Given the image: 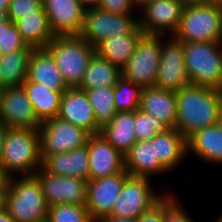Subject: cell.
Returning <instances> with one entry per match:
<instances>
[{
	"mask_svg": "<svg viewBox=\"0 0 222 222\" xmlns=\"http://www.w3.org/2000/svg\"><path fill=\"white\" fill-rule=\"evenodd\" d=\"M175 129L187 140L203 128L218 123L222 90L190 84L175 92Z\"/></svg>",
	"mask_w": 222,
	"mask_h": 222,
	"instance_id": "1",
	"label": "cell"
},
{
	"mask_svg": "<svg viewBox=\"0 0 222 222\" xmlns=\"http://www.w3.org/2000/svg\"><path fill=\"white\" fill-rule=\"evenodd\" d=\"M3 207L16 222L47 221L49 206L35 176L7 178L3 190Z\"/></svg>",
	"mask_w": 222,
	"mask_h": 222,
	"instance_id": "2",
	"label": "cell"
},
{
	"mask_svg": "<svg viewBox=\"0 0 222 222\" xmlns=\"http://www.w3.org/2000/svg\"><path fill=\"white\" fill-rule=\"evenodd\" d=\"M0 167L7 178L34 176L42 167L38 130L8 128Z\"/></svg>",
	"mask_w": 222,
	"mask_h": 222,
	"instance_id": "3",
	"label": "cell"
},
{
	"mask_svg": "<svg viewBox=\"0 0 222 222\" xmlns=\"http://www.w3.org/2000/svg\"><path fill=\"white\" fill-rule=\"evenodd\" d=\"M46 49L54 58L67 88H79L95 47L80 36H54Z\"/></svg>",
	"mask_w": 222,
	"mask_h": 222,
	"instance_id": "4",
	"label": "cell"
},
{
	"mask_svg": "<svg viewBox=\"0 0 222 222\" xmlns=\"http://www.w3.org/2000/svg\"><path fill=\"white\" fill-rule=\"evenodd\" d=\"M191 84L222 90V42H183Z\"/></svg>",
	"mask_w": 222,
	"mask_h": 222,
	"instance_id": "5",
	"label": "cell"
},
{
	"mask_svg": "<svg viewBox=\"0 0 222 222\" xmlns=\"http://www.w3.org/2000/svg\"><path fill=\"white\" fill-rule=\"evenodd\" d=\"M173 35L181 42H222V8L208 3L185 6Z\"/></svg>",
	"mask_w": 222,
	"mask_h": 222,
	"instance_id": "6",
	"label": "cell"
},
{
	"mask_svg": "<svg viewBox=\"0 0 222 222\" xmlns=\"http://www.w3.org/2000/svg\"><path fill=\"white\" fill-rule=\"evenodd\" d=\"M162 35L144 34L134 54L121 69L122 76L142 88L154 87L161 57Z\"/></svg>",
	"mask_w": 222,
	"mask_h": 222,
	"instance_id": "7",
	"label": "cell"
},
{
	"mask_svg": "<svg viewBox=\"0 0 222 222\" xmlns=\"http://www.w3.org/2000/svg\"><path fill=\"white\" fill-rule=\"evenodd\" d=\"M38 134L42 162L49 155L84 147L90 135L84 129L59 117L42 122Z\"/></svg>",
	"mask_w": 222,
	"mask_h": 222,
	"instance_id": "8",
	"label": "cell"
},
{
	"mask_svg": "<svg viewBox=\"0 0 222 222\" xmlns=\"http://www.w3.org/2000/svg\"><path fill=\"white\" fill-rule=\"evenodd\" d=\"M134 16L133 14H112L99 8L87 9L79 36L96 47L108 37L133 33L139 27L138 17Z\"/></svg>",
	"mask_w": 222,
	"mask_h": 222,
	"instance_id": "9",
	"label": "cell"
},
{
	"mask_svg": "<svg viewBox=\"0 0 222 222\" xmlns=\"http://www.w3.org/2000/svg\"><path fill=\"white\" fill-rule=\"evenodd\" d=\"M151 181L148 178L129 175L109 215L138 218L143 212L156 205L166 193H155Z\"/></svg>",
	"mask_w": 222,
	"mask_h": 222,
	"instance_id": "10",
	"label": "cell"
},
{
	"mask_svg": "<svg viewBox=\"0 0 222 222\" xmlns=\"http://www.w3.org/2000/svg\"><path fill=\"white\" fill-rule=\"evenodd\" d=\"M164 36L155 87L177 92L191 84L185 67L183 42L174 35L167 39Z\"/></svg>",
	"mask_w": 222,
	"mask_h": 222,
	"instance_id": "11",
	"label": "cell"
},
{
	"mask_svg": "<svg viewBox=\"0 0 222 222\" xmlns=\"http://www.w3.org/2000/svg\"><path fill=\"white\" fill-rule=\"evenodd\" d=\"M184 7L180 0L150 2L139 11V27L145 34L173 35L179 27Z\"/></svg>",
	"mask_w": 222,
	"mask_h": 222,
	"instance_id": "12",
	"label": "cell"
},
{
	"mask_svg": "<svg viewBox=\"0 0 222 222\" xmlns=\"http://www.w3.org/2000/svg\"><path fill=\"white\" fill-rule=\"evenodd\" d=\"M34 176L39 180L48 206L85 204L88 180L58 176L40 167Z\"/></svg>",
	"mask_w": 222,
	"mask_h": 222,
	"instance_id": "13",
	"label": "cell"
},
{
	"mask_svg": "<svg viewBox=\"0 0 222 222\" xmlns=\"http://www.w3.org/2000/svg\"><path fill=\"white\" fill-rule=\"evenodd\" d=\"M0 106V120L8 128L39 129L41 122L36 117L32 103L22 85L2 89Z\"/></svg>",
	"mask_w": 222,
	"mask_h": 222,
	"instance_id": "14",
	"label": "cell"
},
{
	"mask_svg": "<svg viewBox=\"0 0 222 222\" xmlns=\"http://www.w3.org/2000/svg\"><path fill=\"white\" fill-rule=\"evenodd\" d=\"M129 173L124 170L115 175L89 180L87 184L86 207L96 222L112 212L116 199Z\"/></svg>",
	"mask_w": 222,
	"mask_h": 222,
	"instance_id": "15",
	"label": "cell"
},
{
	"mask_svg": "<svg viewBox=\"0 0 222 222\" xmlns=\"http://www.w3.org/2000/svg\"><path fill=\"white\" fill-rule=\"evenodd\" d=\"M49 27L54 36H79L85 9L78 0H43Z\"/></svg>",
	"mask_w": 222,
	"mask_h": 222,
	"instance_id": "16",
	"label": "cell"
},
{
	"mask_svg": "<svg viewBox=\"0 0 222 222\" xmlns=\"http://www.w3.org/2000/svg\"><path fill=\"white\" fill-rule=\"evenodd\" d=\"M89 180L121 173L125 170L124 155L118 152L101 133L89 135Z\"/></svg>",
	"mask_w": 222,
	"mask_h": 222,
	"instance_id": "17",
	"label": "cell"
},
{
	"mask_svg": "<svg viewBox=\"0 0 222 222\" xmlns=\"http://www.w3.org/2000/svg\"><path fill=\"white\" fill-rule=\"evenodd\" d=\"M58 117L84 129L90 135L101 131L85 90L79 88H67L63 92Z\"/></svg>",
	"mask_w": 222,
	"mask_h": 222,
	"instance_id": "18",
	"label": "cell"
},
{
	"mask_svg": "<svg viewBox=\"0 0 222 222\" xmlns=\"http://www.w3.org/2000/svg\"><path fill=\"white\" fill-rule=\"evenodd\" d=\"M42 167L54 175L75 177L89 181V155L87 145L68 152L49 155L42 162Z\"/></svg>",
	"mask_w": 222,
	"mask_h": 222,
	"instance_id": "19",
	"label": "cell"
},
{
	"mask_svg": "<svg viewBox=\"0 0 222 222\" xmlns=\"http://www.w3.org/2000/svg\"><path fill=\"white\" fill-rule=\"evenodd\" d=\"M25 81L43 84L53 91H65L67 89L54 58L46 48L33 49L29 58Z\"/></svg>",
	"mask_w": 222,
	"mask_h": 222,
	"instance_id": "20",
	"label": "cell"
},
{
	"mask_svg": "<svg viewBox=\"0 0 222 222\" xmlns=\"http://www.w3.org/2000/svg\"><path fill=\"white\" fill-rule=\"evenodd\" d=\"M186 144L187 154L210 164H222V127L218 123L197 131Z\"/></svg>",
	"mask_w": 222,
	"mask_h": 222,
	"instance_id": "21",
	"label": "cell"
},
{
	"mask_svg": "<svg viewBox=\"0 0 222 222\" xmlns=\"http://www.w3.org/2000/svg\"><path fill=\"white\" fill-rule=\"evenodd\" d=\"M124 166L129 175L148 179L168 172L155 157L151 141H136L124 155Z\"/></svg>",
	"mask_w": 222,
	"mask_h": 222,
	"instance_id": "22",
	"label": "cell"
},
{
	"mask_svg": "<svg viewBox=\"0 0 222 222\" xmlns=\"http://www.w3.org/2000/svg\"><path fill=\"white\" fill-rule=\"evenodd\" d=\"M151 146L154 147L155 157L168 172L188 156L186 139L175 128L156 134L151 140Z\"/></svg>",
	"mask_w": 222,
	"mask_h": 222,
	"instance_id": "23",
	"label": "cell"
},
{
	"mask_svg": "<svg viewBox=\"0 0 222 222\" xmlns=\"http://www.w3.org/2000/svg\"><path fill=\"white\" fill-rule=\"evenodd\" d=\"M140 109L175 128L177 119L175 92L157 87L143 88Z\"/></svg>",
	"mask_w": 222,
	"mask_h": 222,
	"instance_id": "24",
	"label": "cell"
},
{
	"mask_svg": "<svg viewBox=\"0 0 222 222\" xmlns=\"http://www.w3.org/2000/svg\"><path fill=\"white\" fill-rule=\"evenodd\" d=\"M144 34L138 27L131 34L108 37L95 47V53L122 69L134 54L137 44Z\"/></svg>",
	"mask_w": 222,
	"mask_h": 222,
	"instance_id": "25",
	"label": "cell"
},
{
	"mask_svg": "<svg viewBox=\"0 0 222 222\" xmlns=\"http://www.w3.org/2000/svg\"><path fill=\"white\" fill-rule=\"evenodd\" d=\"M23 41L34 49L46 48L54 38L44 6L14 22Z\"/></svg>",
	"mask_w": 222,
	"mask_h": 222,
	"instance_id": "26",
	"label": "cell"
},
{
	"mask_svg": "<svg viewBox=\"0 0 222 222\" xmlns=\"http://www.w3.org/2000/svg\"><path fill=\"white\" fill-rule=\"evenodd\" d=\"M135 111L117 112L100 133L122 155H125L136 140L134 129Z\"/></svg>",
	"mask_w": 222,
	"mask_h": 222,
	"instance_id": "27",
	"label": "cell"
},
{
	"mask_svg": "<svg viewBox=\"0 0 222 222\" xmlns=\"http://www.w3.org/2000/svg\"><path fill=\"white\" fill-rule=\"evenodd\" d=\"M22 86L32 103L36 117L41 123L58 117L64 91H53L43 84L33 81H24Z\"/></svg>",
	"mask_w": 222,
	"mask_h": 222,
	"instance_id": "28",
	"label": "cell"
},
{
	"mask_svg": "<svg viewBox=\"0 0 222 222\" xmlns=\"http://www.w3.org/2000/svg\"><path fill=\"white\" fill-rule=\"evenodd\" d=\"M33 49H22L0 55V89L21 86L27 79L29 58Z\"/></svg>",
	"mask_w": 222,
	"mask_h": 222,
	"instance_id": "29",
	"label": "cell"
},
{
	"mask_svg": "<svg viewBox=\"0 0 222 222\" xmlns=\"http://www.w3.org/2000/svg\"><path fill=\"white\" fill-rule=\"evenodd\" d=\"M121 76L122 72L118 66L94 53L85 70L79 89L115 86Z\"/></svg>",
	"mask_w": 222,
	"mask_h": 222,
	"instance_id": "30",
	"label": "cell"
},
{
	"mask_svg": "<svg viewBox=\"0 0 222 222\" xmlns=\"http://www.w3.org/2000/svg\"><path fill=\"white\" fill-rule=\"evenodd\" d=\"M85 92L94 109L97 125L102 128L110 123L117 113L114 106V86L86 89Z\"/></svg>",
	"mask_w": 222,
	"mask_h": 222,
	"instance_id": "31",
	"label": "cell"
},
{
	"mask_svg": "<svg viewBox=\"0 0 222 222\" xmlns=\"http://www.w3.org/2000/svg\"><path fill=\"white\" fill-rule=\"evenodd\" d=\"M143 88L121 76L114 86V106L117 112L140 109Z\"/></svg>",
	"mask_w": 222,
	"mask_h": 222,
	"instance_id": "32",
	"label": "cell"
},
{
	"mask_svg": "<svg viewBox=\"0 0 222 222\" xmlns=\"http://www.w3.org/2000/svg\"><path fill=\"white\" fill-rule=\"evenodd\" d=\"M47 222H95L85 204H56L49 206Z\"/></svg>",
	"mask_w": 222,
	"mask_h": 222,
	"instance_id": "33",
	"label": "cell"
},
{
	"mask_svg": "<svg viewBox=\"0 0 222 222\" xmlns=\"http://www.w3.org/2000/svg\"><path fill=\"white\" fill-rule=\"evenodd\" d=\"M134 129L137 141H151L156 134L165 132L169 127L156 117L137 109L135 110Z\"/></svg>",
	"mask_w": 222,
	"mask_h": 222,
	"instance_id": "34",
	"label": "cell"
},
{
	"mask_svg": "<svg viewBox=\"0 0 222 222\" xmlns=\"http://www.w3.org/2000/svg\"><path fill=\"white\" fill-rule=\"evenodd\" d=\"M22 49H34L23 41L16 25L10 20L0 23V55Z\"/></svg>",
	"mask_w": 222,
	"mask_h": 222,
	"instance_id": "35",
	"label": "cell"
},
{
	"mask_svg": "<svg viewBox=\"0 0 222 222\" xmlns=\"http://www.w3.org/2000/svg\"><path fill=\"white\" fill-rule=\"evenodd\" d=\"M174 194L167 193L165 195V222H195L190 218L187 210L178 202V198Z\"/></svg>",
	"mask_w": 222,
	"mask_h": 222,
	"instance_id": "36",
	"label": "cell"
},
{
	"mask_svg": "<svg viewBox=\"0 0 222 222\" xmlns=\"http://www.w3.org/2000/svg\"><path fill=\"white\" fill-rule=\"evenodd\" d=\"M42 6L43 0H10L7 16L14 23L24 15L34 13V10L40 9Z\"/></svg>",
	"mask_w": 222,
	"mask_h": 222,
	"instance_id": "37",
	"label": "cell"
},
{
	"mask_svg": "<svg viewBox=\"0 0 222 222\" xmlns=\"http://www.w3.org/2000/svg\"><path fill=\"white\" fill-rule=\"evenodd\" d=\"M98 8L112 14H132L136 9L132 0H100Z\"/></svg>",
	"mask_w": 222,
	"mask_h": 222,
	"instance_id": "38",
	"label": "cell"
},
{
	"mask_svg": "<svg viewBox=\"0 0 222 222\" xmlns=\"http://www.w3.org/2000/svg\"><path fill=\"white\" fill-rule=\"evenodd\" d=\"M137 222H165V196L151 209L143 212Z\"/></svg>",
	"mask_w": 222,
	"mask_h": 222,
	"instance_id": "39",
	"label": "cell"
},
{
	"mask_svg": "<svg viewBox=\"0 0 222 222\" xmlns=\"http://www.w3.org/2000/svg\"><path fill=\"white\" fill-rule=\"evenodd\" d=\"M96 222H137V218L115 217L113 215H105Z\"/></svg>",
	"mask_w": 222,
	"mask_h": 222,
	"instance_id": "40",
	"label": "cell"
},
{
	"mask_svg": "<svg viewBox=\"0 0 222 222\" xmlns=\"http://www.w3.org/2000/svg\"><path fill=\"white\" fill-rule=\"evenodd\" d=\"M8 126L0 120V159L2 156V151H3V144L5 140V134L7 132Z\"/></svg>",
	"mask_w": 222,
	"mask_h": 222,
	"instance_id": "41",
	"label": "cell"
},
{
	"mask_svg": "<svg viewBox=\"0 0 222 222\" xmlns=\"http://www.w3.org/2000/svg\"><path fill=\"white\" fill-rule=\"evenodd\" d=\"M80 5L85 9L98 8L100 0H78Z\"/></svg>",
	"mask_w": 222,
	"mask_h": 222,
	"instance_id": "42",
	"label": "cell"
},
{
	"mask_svg": "<svg viewBox=\"0 0 222 222\" xmlns=\"http://www.w3.org/2000/svg\"><path fill=\"white\" fill-rule=\"evenodd\" d=\"M0 222H16L14 218L5 210L4 207L0 209Z\"/></svg>",
	"mask_w": 222,
	"mask_h": 222,
	"instance_id": "43",
	"label": "cell"
},
{
	"mask_svg": "<svg viewBox=\"0 0 222 222\" xmlns=\"http://www.w3.org/2000/svg\"><path fill=\"white\" fill-rule=\"evenodd\" d=\"M156 0H132L134 7L138 9H142L145 5L149 4L150 2H154Z\"/></svg>",
	"mask_w": 222,
	"mask_h": 222,
	"instance_id": "44",
	"label": "cell"
},
{
	"mask_svg": "<svg viewBox=\"0 0 222 222\" xmlns=\"http://www.w3.org/2000/svg\"><path fill=\"white\" fill-rule=\"evenodd\" d=\"M7 182V177L3 174V171L0 167V194H3Z\"/></svg>",
	"mask_w": 222,
	"mask_h": 222,
	"instance_id": "45",
	"label": "cell"
},
{
	"mask_svg": "<svg viewBox=\"0 0 222 222\" xmlns=\"http://www.w3.org/2000/svg\"><path fill=\"white\" fill-rule=\"evenodd\" d=\"M185 6L206 3V0H180Z\"/></svg>",
	"mask_w": 222,
	"mask_h": 222,
	"instance_id": "46",
	"label": "cell"
},
{
	"mask_svg": "<svg viewBox=\"0 0 222 222\" xmlns=\"http://www.w3.org/2000/svg\"><path fill=\"white\" fill-rule=\"evenodd\" d=\"M10 0H0V11L7 12L9 9Z\"/></svg>",
	"mask_w": 222,
	"mask_h": 222,
	"instance_id": "47",
	"label": "cell"
},
{
	"mask_svg": "<svg viewBox=\"0 0 222 222\" xmlns=\"http://www.w3.org/2000/svg\"><path fill=\"white\" fill-rule=\"evenodd\" d=\"M206 3L222 8V0H206Z\"/></svg>",
	"mask_w": 222,
	"mask_h": 222,
	"instance_id": "48",
	"label": "cell"
},
{
	"mask_svg": "<svg viewBox=\"0 0 222 222\" xmlns=\"http://www.w3.org/2000/svg\"><path fill=\"white\" fill-rule=\"evenodd\" d=\"M8 19L7 12L0 11V23L6 21Z\"/></svg>",
	"mask_w": 222,
	"mask_h": 222,
	"instance_id": "49",
	"label": "cell"
},
{
	"mask_svg": "<svg viewBox=\"0 0 222 222\" xmlns=\"http://www.w3.org/2000/svg\"><path fill=\"white\" fill-rule=\"evenodd\" d=\"M218 124L222 127V105L219 110Z\"/></svg>",
	"mask_w": 222,
	"mask_h": 222,
	"instance_id": "50",
	"label": "cell"
},
{
	"mask_svg": "<svg viewBox=\"0 0 222 222\" xmlns=\"http://www.w3.org/2000/svg\"><path fill=\"white\" fill-rule=\"evenodd\" d=\"M3 207V194H0V209Z\"/></svg>",
	"mask_w": 222,
	"mask_h": 222,
	"instance_id": "51",
	"label": "cell"
},
{
	"mask_svg": "<svg viewBox=\"0 0 222 222\" xmlns=\"http://www.w3.org/2000/svg\"><path fill=\"white\" fill-rule=\"evenodd\" d=\"M215 222H222V213H221V216H218V219H216Z\"/></svg>",
	"mask_w": 222,
	"mask_h": 222,
	"instance_id": "52",
	"label": "cell"
},
{
	"mask_svg": "<svg viewBox=\"0 0 222 222\" xmlns=\"http://www.w3.org/2000/svg\"><path fill=\"white\" fill-rule=\"evenodd\" d=\"M1 96H2V89H0V104H1Z\"/></svg>",
	"mask_w": 222,
	"mask_h": 222,
	"instance_id": "53",
	"label": "cell"
}]
</instances>
